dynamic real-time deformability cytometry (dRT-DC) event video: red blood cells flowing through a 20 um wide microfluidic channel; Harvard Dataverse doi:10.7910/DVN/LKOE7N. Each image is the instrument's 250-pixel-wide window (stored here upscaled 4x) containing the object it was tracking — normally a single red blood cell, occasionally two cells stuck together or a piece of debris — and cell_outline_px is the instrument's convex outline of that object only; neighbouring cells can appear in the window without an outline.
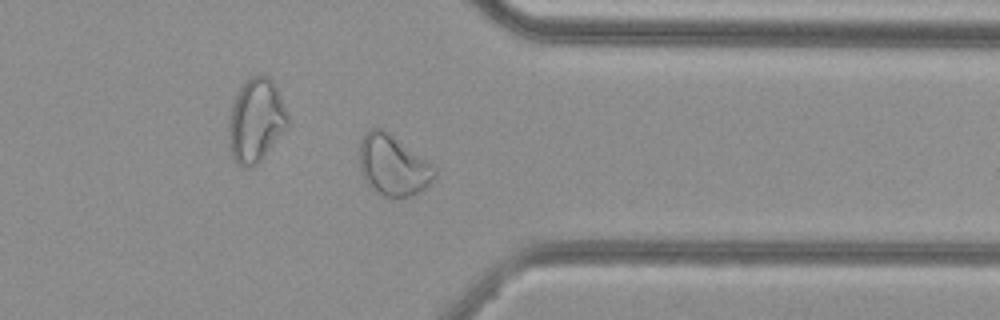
{"species": "common noctule bat (a hibernating species)", "species_latin": "Nyctalus noctula", "temperature_condition": "cold", "stored_images_in_passage": 38, "camera_frame_rate_fps": 3000, "um_per_image_px": 0.085, "animal": {"sex": "female", "body_mass_g": 29.2, "forearm_length_mm": 56.3}, "frame": {"image": 1, "passage_image": 27, "time_ms": 8.667, "image_size_px": [1000, 320], "cell_outline_px": [[436, 180], [420, 192], [412, 196], [384, 196], [376, 192], [368, 184], [360, 168], [360, 140], [368, 128], [380, 128], [392, 136], [432, 164], [436, 168]], "centroid_in_image_um": [33.43, 14.07], "position_along_channel_um": 378.0, "area_um2": 26.18}, "authors_computed_cell_mechanics": {"area_um2": 23.9581, "velocity_mm_per_s": 3.7408, "shape_relaxation_time_tau1_ms": null, "shape_relaxation_time_tau2_ms": 1.9229, "deformation_change_tau1": null, "deformation_change_tau2": 0.0678}}